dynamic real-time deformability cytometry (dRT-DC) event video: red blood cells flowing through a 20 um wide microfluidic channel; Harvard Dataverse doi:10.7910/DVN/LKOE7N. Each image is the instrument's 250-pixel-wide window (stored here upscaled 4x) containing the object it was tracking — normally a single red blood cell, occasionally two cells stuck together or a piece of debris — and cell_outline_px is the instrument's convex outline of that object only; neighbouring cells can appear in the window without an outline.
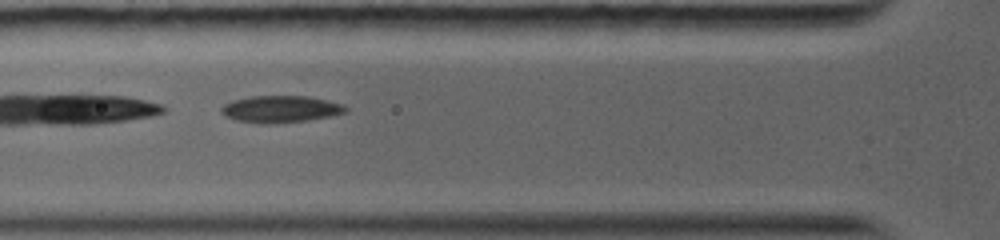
{"species": "common noctule bat (a hibernating species)", "species_latin": "Nyctalus noctula", "temperature_condition": "warm", "stored_images_in_passage": 37, "camera_frame_rate_fps": 5000, "um_per_image_px": 0.085, "animal": {"sex": "female", "body_mass_g": 19.0, "forearm_length_mm": 56.7}, "frame": {"image": 1, "passage_image": 14, "time_ms": 1.4, "image_size_px": [1000, 240], "cell_outline_px": [[348, 108], [344, 112], [332, 116], [308, 120], [272, 124], [260, 124], [236, 120], [224, 116], [220, 112], [220, 108], [224, 104], [232, 100], [252, 96], [308, 96], [344, 104]], "centroid_in_image_um": [23.82, 9.28], "position_along_channel_um": 102.0, "area_um2": 19.65}}